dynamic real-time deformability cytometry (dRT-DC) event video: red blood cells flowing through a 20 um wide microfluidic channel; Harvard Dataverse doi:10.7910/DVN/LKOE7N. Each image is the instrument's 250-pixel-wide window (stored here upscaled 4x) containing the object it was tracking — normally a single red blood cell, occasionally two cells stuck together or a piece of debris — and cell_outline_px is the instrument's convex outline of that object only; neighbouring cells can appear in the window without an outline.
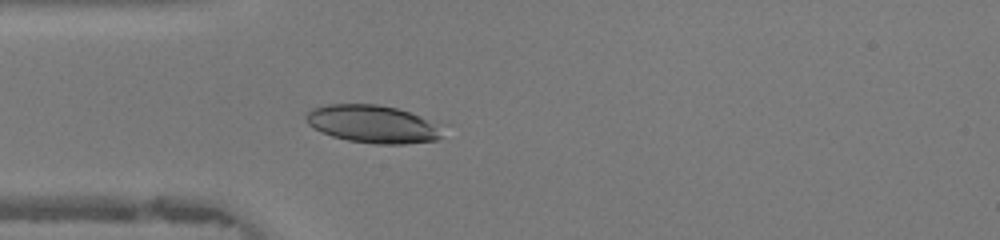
{"species": "human", "species_latin": "Homo sapiens", "temperature_condition": "warm", "stored_images_in_passage": 46, "camera_frame_rate_fps": 3000, "um_per_image_px": 0.085, "donor": {"sex": "female"}, "frame": {"image": 1, "passage_image": 13, "time_ms": 4.0, "image_size_px": [1000, 240], "cell_outline_px": [[440, 136], [436, 140], [404, 144], [376, 144], [348, 140], [332, 136], [320, 132], [308, 124], [304, 116], [312, 108], [328, 104], [376, 104], [396, 108], [420, 116]], "centroid_in_image_um": [31.49, 10.54], "position_along_channel_um": 53.5, "area_um2": 29.07}}
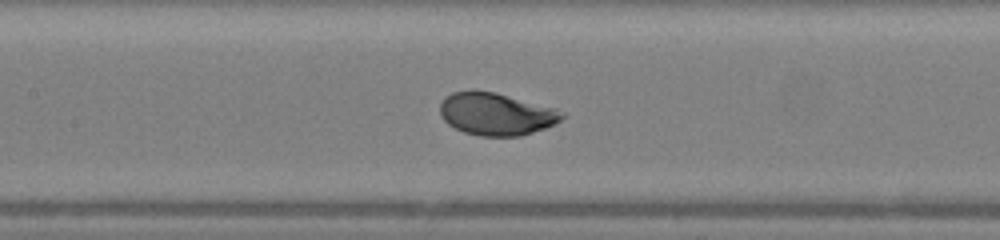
{"frame": {"image": 2, "passage_image": 21, "time_ms": 6.667, "image_size_px": [1000, 240], "cell_outline_px": [[564, 116], [560, 120], [544, 128], [520, 136], [480, 136], [464, 132], [448, 124], [440, 116], [440, 104], [444, 96], [452, 92], [472, 88], [496, 92], [556, 108], [564, 112]], "centroid_in_image_um": [42.12, 9.65], "position_along_channel_um": 165.3, "area_um2": 30.52}}
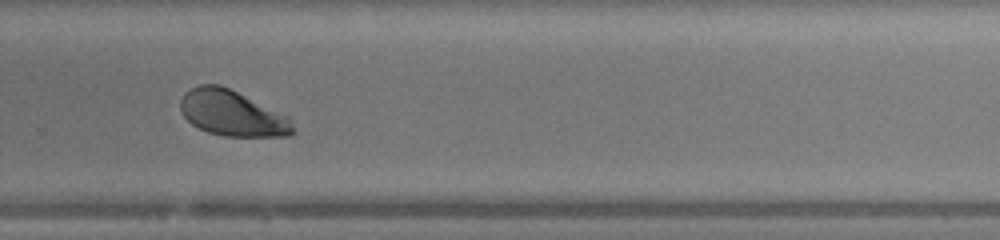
{"frame": {"image": 3, "passage_image": 31, "time_ms": 10.0, "image_size_px": [1000, 240], "cell_outline_px": [[296, 132], [292, 136], [224, 136], [208, 132], [192, 124], [180, 112], [180, 100], [184, 92], [200, 84], [220, 84], [288, 116]], "centroid_in_image_um": [19.72, 9.63], "position_along_channel_um": 310.1, "area_um2": 29.82}, "authors_computed_cell_mechanics": {"area_um2": 30.4895, "velocity_mm_per_s": 4.3658, "shape_relaxation_time_tau1_ms": 1.9293, "shape_relaxation_time_tau2_ms": null, "deformation_change_tau1": 0.1291, "deformation_change_tau2": null}}